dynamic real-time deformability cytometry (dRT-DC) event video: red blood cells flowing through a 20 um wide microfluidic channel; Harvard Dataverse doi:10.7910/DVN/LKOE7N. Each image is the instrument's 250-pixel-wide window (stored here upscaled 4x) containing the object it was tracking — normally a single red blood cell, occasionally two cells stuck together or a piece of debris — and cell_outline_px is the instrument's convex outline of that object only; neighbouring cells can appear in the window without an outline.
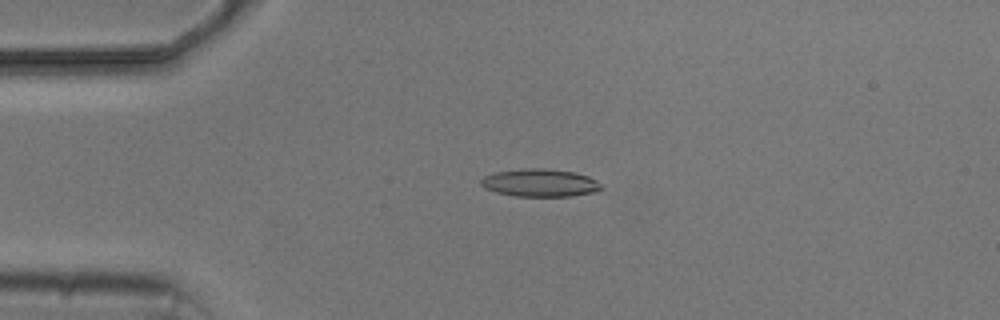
{"species": "common noctule bat (a hibernating species)", "species_latin": "Nyctalus noctula", "temperature_condition": "cold", "stored_images_in_passage": 4, "camera_frame_rate_fps": 3000, "um_per_image_px": 0.085, "animal": {"sex": "male", "body_mass_g": 20.5, "forearm_length_mm": 52.5}, "frame": {"image": 1, "passage_image": 3, "time_ms": 2.333, "image_size_px": [1000, 320], "cell_outline_px": [[604, 188], [596, 192], [572, 196], [512, 196], [496, 192], [484, 188], [480, 184], [480, 180], [484, 176], [496, 172], [524, 168], [544, 168], [572, 172], [588, 176], [596, 180]], "centroid_in_image_um": [45.89, 15.55], "position_along_channel_um": 39.1, "area_um2": 19.54}}